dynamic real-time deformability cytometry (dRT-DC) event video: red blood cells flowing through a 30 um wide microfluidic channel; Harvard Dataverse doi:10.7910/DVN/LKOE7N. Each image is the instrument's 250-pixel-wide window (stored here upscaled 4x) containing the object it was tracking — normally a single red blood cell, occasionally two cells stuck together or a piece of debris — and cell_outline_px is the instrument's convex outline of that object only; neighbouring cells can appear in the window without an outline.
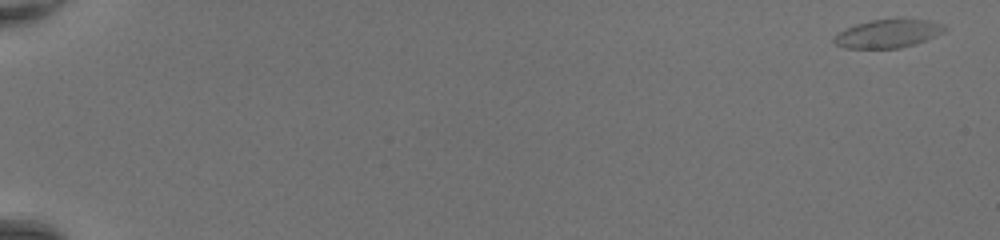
{"species": "common noctule bat (a hibernating species)", "species_latin": "Nyctalus noctula", "temperature_condition": "room temperature", "stored_images_in_passage": 50, "camera_frame_rate_fps": 3000, "um_per_image_px": 0.085, "animal": {"sex": "female", "body_mass_g": 20.0, "forearm_length_mm": 54.0}, "frame": {"image": 1, "passage_image": 1, "time_ms": 0.0, "image_size_px": [1000, 240], "cell_outline_px": [[948, 28], [944, 32], [916, 44], [900, 48], [844, 48], [836, 44], [832, 40], [832, 36], [856, 24], [872, 20], [900, 16], [928, 20], [944, 24]], "centroid_in_image_um": [75.53, 2.82], "position_along_channel_um": 9.5, "area_um2": 18.84}}
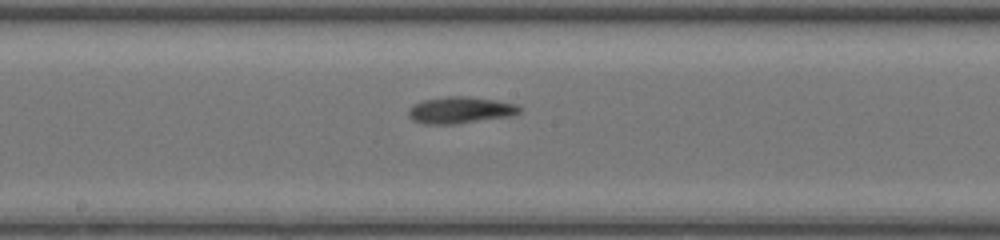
{"frame": {"image": 2, "passage_image": 29, "time_ms": 9.333, "image_size_px": [1000, 240], "cell_outline_px": [[524, 108], [516, 116], [460, 124], [424, 124], [412, 120], [408, 116], [408, 108], [412, 104], [424, 100], [448, 96], [468, 96], [496, 100], [516, 104]], "centroid_in_image_um": [39.17, 9.37], "position_along_channel_um": 209.0, "area_um2": 17.8}}
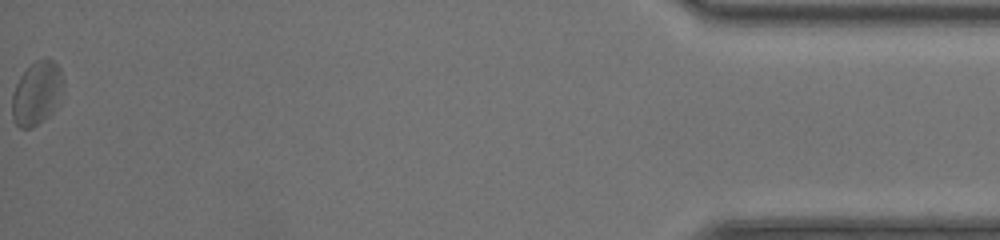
{"frame": {"image": 3, "passage_image": 50, "time_ms": 16.333, "image_size_px": [1000, 240], "cell_outline_px": [[64, 84], [60, 104], [48, 116], [32, 128], [20, 128], [12, 120], [12, 92], [20, 76], [36, 60], [44, 56], [52, 60], [60, 68], [64, 80]], "centroid_in_image_um": [3.15, 7.92], "position_along_channel_um": 432.0, "area_um2": 19.36}, "authors_computed_cell_mechanics": {"area_um2": 17.4267, "velocity_mm_per_s": 4.363, "shape_relaxation_time_tau1_ms": 8.7801, "shape_relaxation_time_tau2_ms": 4.9764, "deformation_change_tau1": 0.1917, "deformation_change_tau2": 0.1431}}